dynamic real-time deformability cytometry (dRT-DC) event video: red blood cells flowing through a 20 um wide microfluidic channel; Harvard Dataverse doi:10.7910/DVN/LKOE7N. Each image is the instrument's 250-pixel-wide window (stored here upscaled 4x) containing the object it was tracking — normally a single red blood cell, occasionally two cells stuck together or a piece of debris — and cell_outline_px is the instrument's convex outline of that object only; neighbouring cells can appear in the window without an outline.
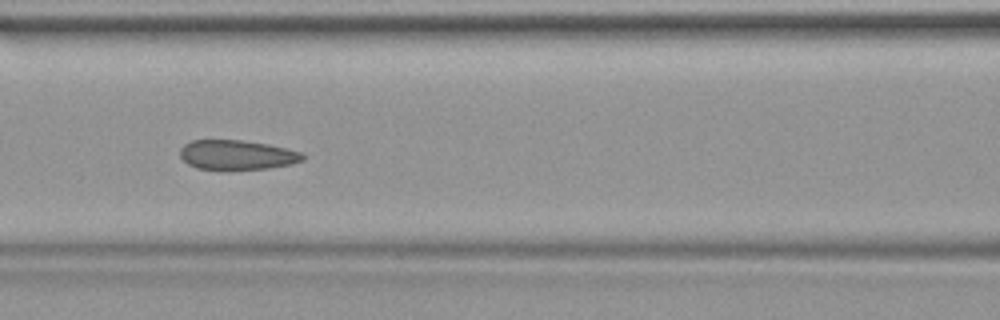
{"species": "common noctule bat (a hibernating species)", "species_latin": "Nyctalus noctula", "temperature_condition": "warm", "stored_images_in_passage": 38, "camera_frame_rate_fps": 3000, "um_per_image_px": 0.085, "animal": {"sex": "female", "body_mass_g": 19.9}, "frame": {"image": 1, "passage_image": 17, "time_ms": 5.333, "image_size_px": [1000, 320], "cell_outline_px": [[308, 156], [304, 160], [292, 164], [268, 168], [196, 168], [188, 164], [180, 156], [180, 148], [184, 144], [192, 140], [244, 140], [268, 144], [304, 152]], "centroid_in_image_um": [20.2, 13.14], "position_along_channel_um": 146.4, "area_um2": 21.04}}